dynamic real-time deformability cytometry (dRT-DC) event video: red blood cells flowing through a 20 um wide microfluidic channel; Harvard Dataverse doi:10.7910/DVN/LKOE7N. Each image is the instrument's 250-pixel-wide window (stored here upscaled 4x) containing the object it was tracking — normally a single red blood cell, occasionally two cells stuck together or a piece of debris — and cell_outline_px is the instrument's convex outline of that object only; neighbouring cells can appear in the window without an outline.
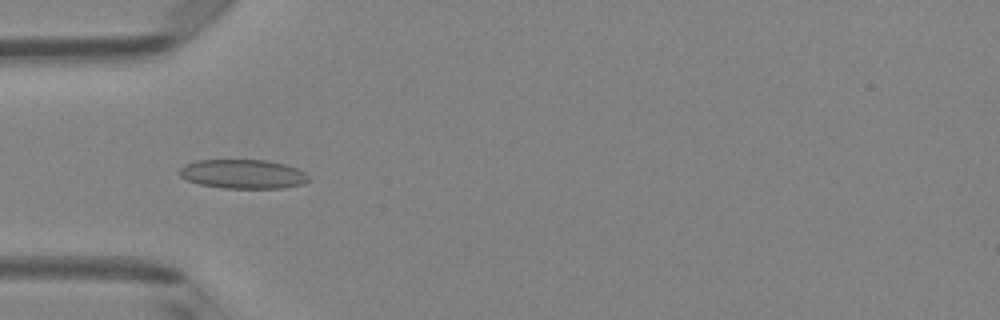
{"species": "Egyptian fruit bat (a non-hibernating species)", "species_latin": "Rousettus aegyptiacus", "temperature_condition": "room temperature", "stored_images_in_passage": 6, "camera_frame_rate_fps": 3000, "um_per_image_px": 0.085, "animal": {"sex": "female"}, "frame": {"image": 1, "passage_image": 4, "time_ms": 1.0, "image_size_px": [1000, 320], "cell_outline_px": [[308, 180], [300, 184], [284, 188], [224, 188], [200, 184], [188, 180], [180, 176], [176, 172], [184, 164], [196, 160], [268, 160], [284, 164], [296, 168], [304, 172], [308, 176]], "centroid_in_image_um": [20.6, 14.78], "position_along_channel_um": 64.4, "area_um2": 21.91}}
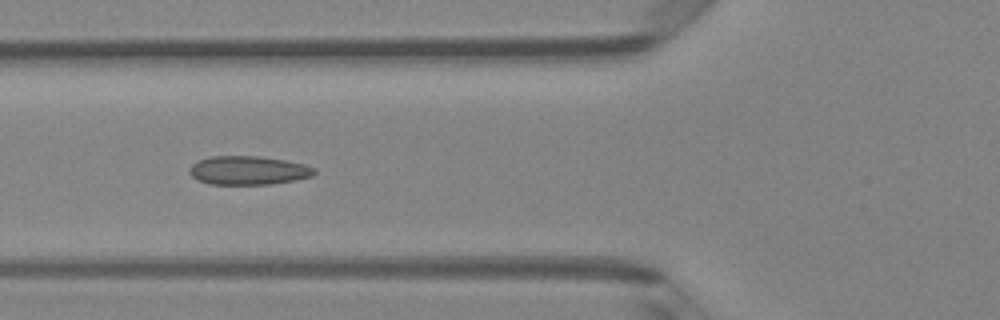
{"frame": {"image": 2, "passage_image": 5, "time_ms": 1.333, "image_size_px": [1000, 320], "cell_outline_px": [[316, 172], [312, 176], [296, 180], [272, 184], [208, 184], [196, 180], [188, 172], [188, 168], [192, 164], [200, 160], [212, 156], [260, 156], [288, 160], [304, 164], [316, 168]], "centroid_in_image_um": [21.11, 14.48], "position_along_channel_um": 104.7, "area_um2": 21.15}}
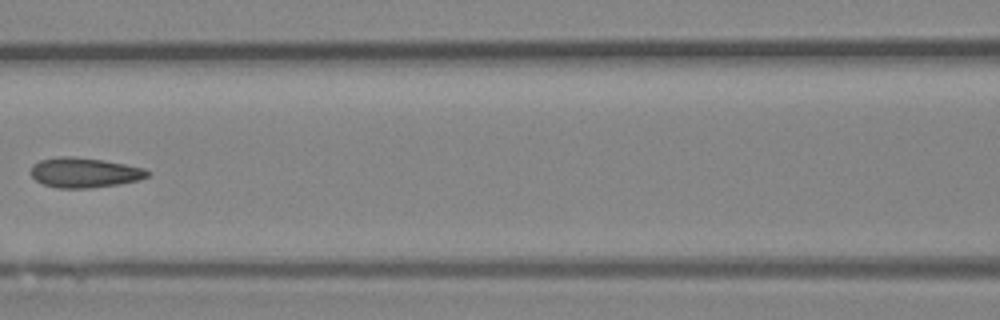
{"frame": {"image": 3, "passage_image": 6, "time_ms": 1.667, "image_size_px": [1000, 320], "cell_outline_px": [[148, 176], [140, 180], [116, 184], [88, 188], [56, 188], [44, 184], [36, 180], [32, 176], [32, 164], [40, 160], [60, 156], [72, 156], [104, 160], [144, 168], [148, 172]], "centroid_in_image_um": [7.16, 14.66], "position_along_channel_um": 159.4, "area_um2": 20.17}}